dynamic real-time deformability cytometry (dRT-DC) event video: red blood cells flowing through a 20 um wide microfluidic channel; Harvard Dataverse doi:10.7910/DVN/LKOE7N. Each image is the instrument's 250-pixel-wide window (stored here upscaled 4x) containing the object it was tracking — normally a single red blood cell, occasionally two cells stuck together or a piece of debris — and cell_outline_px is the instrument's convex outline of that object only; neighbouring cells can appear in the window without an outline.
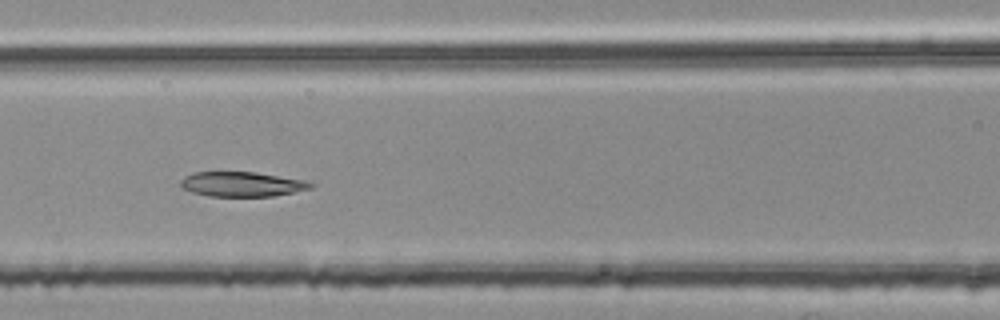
{"species": "common noctule bat (a hibernating species)", "species_latin": "Nyctalus noctula", "temperature_condition": "room temperature", "stored_images_in_passage": 52, "segment_of_instrument_passage": [2, 2], "camera_frame_rate_fps": 3000, "um_per_image_px": 0.085, "animal": {"sex": "female", "body_mass_g": 25.1}, "frame": {"image": 1, "passage_image": 24, "time_ms": 7.667, "image_size_px": [1000, 320], "cell_outline_px": [[316, 184], [312, 188], [272, 196], [208, 196], [192, 192], [180, 188], [180, 180], [184, 176], [192, 172], [256, 172], [304, 180]], "centroid_in_image_um": [20.52, 15.65], "position_along_channel_um": 146.1, "area_um2": 18.84}}
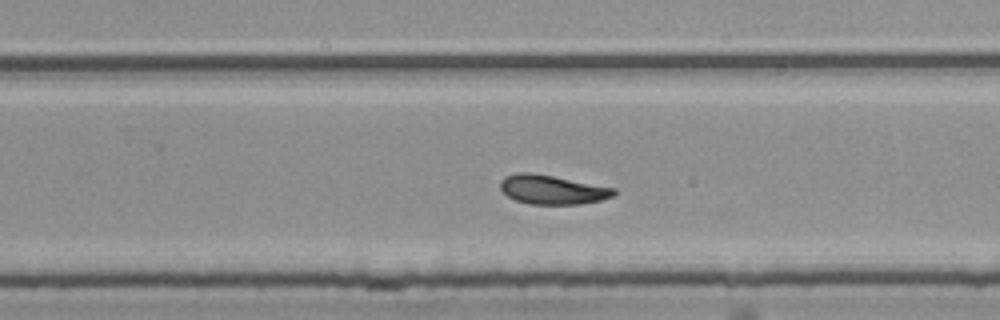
{"frame": {"image": 2, "passage_image": 35, "time_ms": 11.333, "image_size_px": [1000, 320], "cell_outline_px": [[616, 196], [600, 200], [580, 204], [528, 204], [516, 200], [508, 196], [500, 188], [500, 180], [504, 176], [516, 172], [532, 172], [616, 188]], "centroid_in_image_um": [46.94, 16.11], "position_along_channel_um": 282.9, "area_um2": 19.42}}
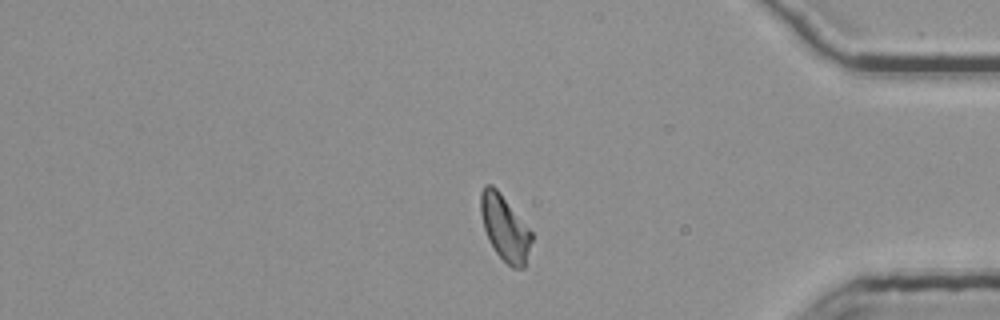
{"frame": {"image": 3, "passage_image": 46, "time_ms": 15.0, "image_size_px": [1000, 320], "cell_outline_px": [[532, 240], [524, 268], [512, 268], [496, 252], [488, 240], [484, 228], [480, 212], [480, 192], [484, 184], [492, 184], [496, 188], [532, 232]], "centroid_in_image_um": [42.89, 19.36], "position_along_channel_um": 392.3, "area_um2": 19.25}}